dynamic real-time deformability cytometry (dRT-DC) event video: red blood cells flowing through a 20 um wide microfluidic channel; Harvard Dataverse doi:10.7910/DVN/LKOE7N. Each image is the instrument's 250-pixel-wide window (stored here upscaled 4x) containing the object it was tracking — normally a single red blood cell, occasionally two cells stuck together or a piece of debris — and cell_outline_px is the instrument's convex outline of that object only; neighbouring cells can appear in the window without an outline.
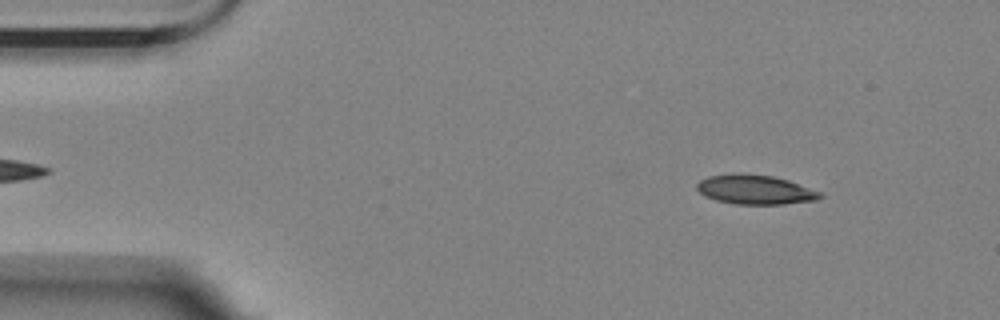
{"species": "Egyptian fruit bat (a non-hibernating species)", "species_latin": "Rousettus aegyptiacus", "temperature_condition": "room temperature", "stored_images_in_passage": 54, "camera_frame_rate_fps": 3000, "um_per_image_px": 0.085, "animal": {"sex": "female"}, "frame": {"image": 1, "passage_image": 4, "time_ms": 1.0, "image_size_px": [1000, 320], "cell_outline_px": [[824, 196], [816, 200], [784, 204], [736, 204], [716, 200], [704, 196], [696, 188], [696, 184], [700, 180], [708, 176], [740, 172], [772, 176], [788, 180], [820, 192]], "centroid_in_image_um": [64.16, 16.11], "position_along_channel_um": 20.8, "area_um2": 21.15}}
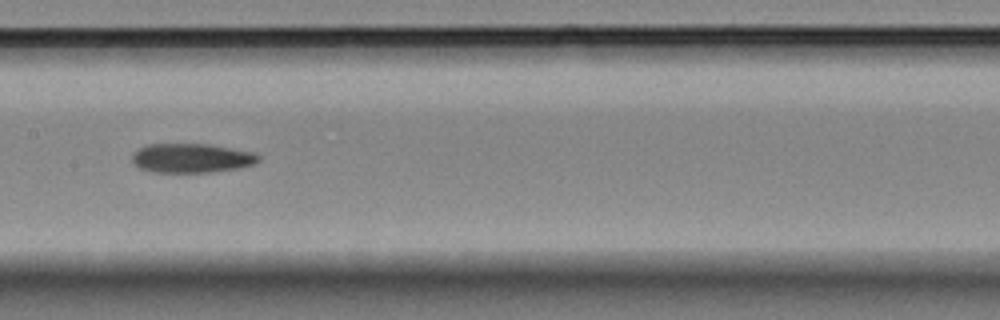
{"frame": {"image": 2, "passage_image": 25, "time_ms": 8.0, "image_size_px": [1000, 320], "cell_outline_px": [[260, 160], [252, 164], [240, 168], [212, 172], [152, 172], [140, 168], [132, 160], [132, 156], [140, 148], [148, 144], [208, 144], [256, 152], [260, 156]], "centroid_in_image_um": [16.33, 13.44], "position_along_channel_um": 191.1, "area_um2": 21.5}}
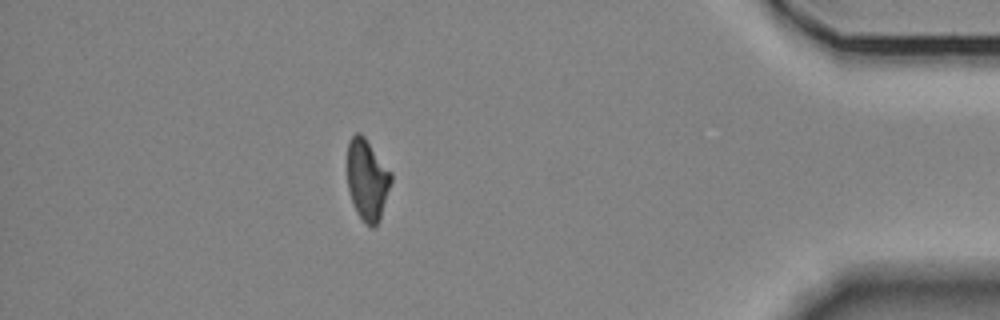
{"frame": {"image": 3, "passage_image": 47, "time_ms": 15.333, "image_size_px": [1000, 320], "cell_outline_px": [[392, 180], [380, 220], [372, 228], [356, 212], [348, 188], [348, 140], [356, 132], [360, 132], [364, 136], [392, 172]], "centroid_in_image_um": [31.23, 15.24], "position_along_channel_um": 404.0, "area_um2": 20.58}, "authors_computed_cell_mechanics": {"area_um2": 21.4149, "velocity_mm_per_s": 3.5098, "shape_relaxation_time_tau1_ms": 6.9616, "shape_relaxation_time_tau2_ms": null, "deformation_change_tau1": 0.1855, "deformation_change_tau2": null}}